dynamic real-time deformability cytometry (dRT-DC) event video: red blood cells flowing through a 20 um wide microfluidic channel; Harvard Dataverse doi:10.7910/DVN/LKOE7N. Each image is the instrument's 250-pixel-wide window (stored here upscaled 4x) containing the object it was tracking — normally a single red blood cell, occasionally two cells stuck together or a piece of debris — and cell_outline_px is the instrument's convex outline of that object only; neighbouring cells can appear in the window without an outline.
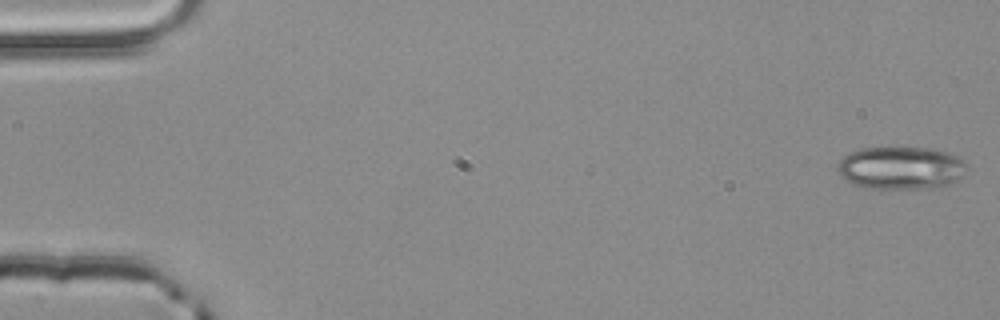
{"species": "common noctule bat (a hibernating species)", "species_latin": "Nyctalus noctula", "temperature_condition": "room temperature", "stored_images_in_passage": 53, "camera_frame_rate_fps": 3000, "um_per_image_px": 0.085, "animal": {"sex": "male", "body_mass_g": 20.4}, "frame": {"image": 1, "passage_image": 1, "time_ms": 0.0, "image_size_px": [1000, 320], "cell_outline_px": [[968, 168], [964, 176], [948, 184], [928, 188], [864, 188], [852, 184], [840, 176], [836, 168], [840, 160], [848, 152], [860, 148], [928, 148], [944, 152], [956, 156], [964, 160], [968, 164]], "centroid_in_image_um": [76.56, 14.27], "position_along_channel_um": 8.4, "area_um2": 32.31}}
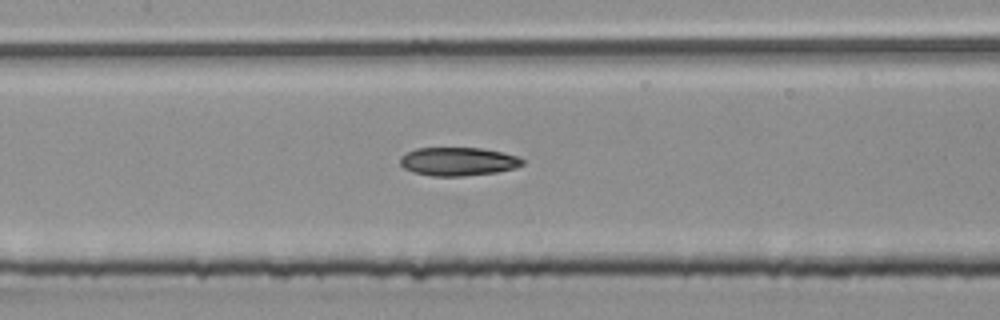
{"frame": {"image": 2, "passage_image": 25, "time_ms": 8.0, "image_size_px": [1000, 320], "cell_outline_px": [[524, 164], [516, 168], [496, 172], [464, 176], [432, 176], [412, 172], [404, 168], [400, 164], [400, 156], [416, 148], [480, 148], [500, 152], [516, 156], [524, 160]], "centroid_in_image_um": [38.92, 13.73], "position_along_channel_um": 168.5, "area_um2": 20.23}}
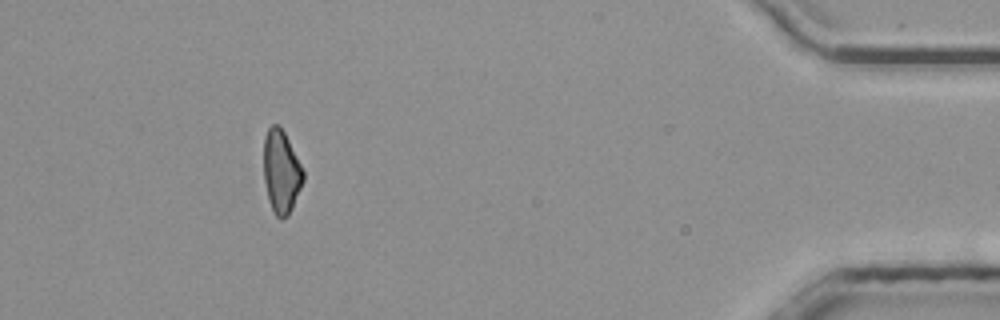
{"frame": {"image": 3, "passage_image": 48, "time_ms": 15.667, "image_size_px": [1000, 320], "cell_outline_px": [[304, 180], [292, 208], [288, 216], [284, 220], [280, 220], [276, 216], [268, 200], [264, 180], [264, 136], [268, 128], [272, 124], [276, 124], [284, 132], [304, 172]], "centroid_in_image_um": [23.89, 14.63], "position_along_channel_um": 411.3, "area_um2": 19.02}}